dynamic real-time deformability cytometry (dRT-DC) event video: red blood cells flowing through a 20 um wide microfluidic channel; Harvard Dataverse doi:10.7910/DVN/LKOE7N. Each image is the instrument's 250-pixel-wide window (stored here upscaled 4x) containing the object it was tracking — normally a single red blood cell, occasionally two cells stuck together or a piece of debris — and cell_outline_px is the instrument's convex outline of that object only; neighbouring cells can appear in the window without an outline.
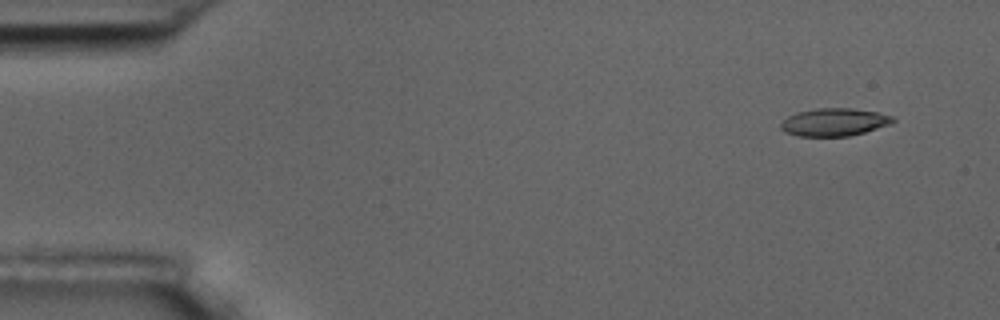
{"species": "common noctule bat (a hibernating species)", "species_latin": "Nyctalus noctula", "temperature_condition": "room temperature", "stored_images_in_passage": 7, "camera_frame_rate_fps": 3000, "um_per_image_px": 0.085, "animal": {"sex": "male", "body_mass_g": 17.5, "forearm_length_mm": 52.3}, "frame": {"image": 1, "passage_image": 1, "time_ms": 0.0, "image_size_px": [1000, 320], "cell_outline_px": [[896, 120], [892, 124], [864, 132], [848, 136], [796, 136], [784, 132], [780, 128], [780, 124], [788, 116], [796, 112], [816, 108], [852, 108], [880, 112], [892, 116]], "centroid_in_image_um": [70.91, 10.37], "position_along_channel_um": 14.1, "area_um2": 18.32}}
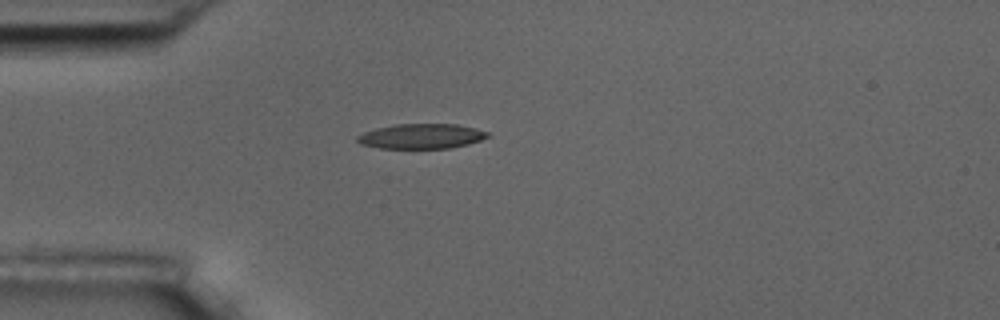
{"frame": {"image": 2, "passage_image": 4, "time_ms": 3.667, "image_size_px": [1000, 320], "cell_outline_px": [[488, 136], [480, 140], [468, 144], [448, 148], [380, 148], [360, 144], [356, 140], [356, 136], [364, 132], [376, 128], [396, 124], [456, 124], [476, 128], [488, 132]], "centroid_in_image_um": [35.79, 11.57], "position_along_channel_um": 49.2, "area_um2": 18.84}}